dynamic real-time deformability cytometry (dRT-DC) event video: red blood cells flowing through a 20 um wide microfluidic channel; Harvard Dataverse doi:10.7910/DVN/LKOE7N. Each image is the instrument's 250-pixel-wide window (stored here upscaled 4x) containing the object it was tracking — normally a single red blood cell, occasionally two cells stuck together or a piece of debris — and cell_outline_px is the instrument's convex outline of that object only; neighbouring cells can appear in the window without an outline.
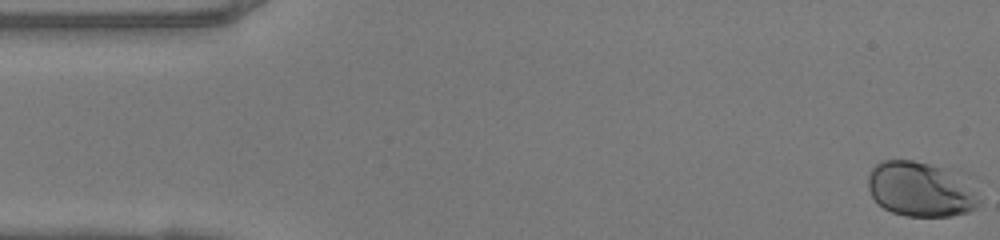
{"species": "human", "species_latin": "Homo sapiens", "temperature_condition": "warm", "stored_images_in_passage": 49, "camera_frame_rate_fps": 3000, "um_per_image_px": 0.085, "donor": {"sex": "female"}, "frame": {"image": 1, "passage_image": 1, "time_ms": 0.0, "image_size_px": [1000, 240], "cell_outline_px": [[980, 204], [976, 208], [968, 212], [952, 216], [904, 216], [892, 212], [876, 204], [868, 188], [868, 176], [872, 168], [880, 160], [912, 160], [944, 168], [980, 200]], "centroid_in_image_um": [78.1, 16.12], "position_along_channel_um": 6.9, "area_um2": 34.45}}
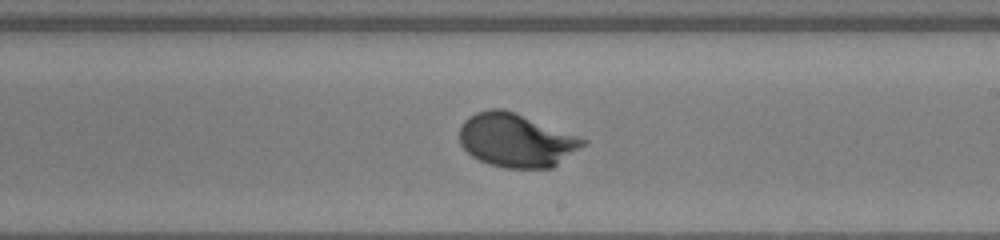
{"frame": {"image": 2, "passage_image": 28, "time_ms": 9.0, "image_size_px": [1000, 240], "cell_outline_px": [[588, 144], [552, 168], [504, 168], [488, 164], [472, 156], [460, 144], [460, 128], [464, 120], [468, 116], [476, 112], [488, 108], [504, 108], [580, 136], [588, 140]], "centroid_in_image_um": [43.91, 11.92], "position_along_channel_um": 245.1, "area_um2": 38.96}}
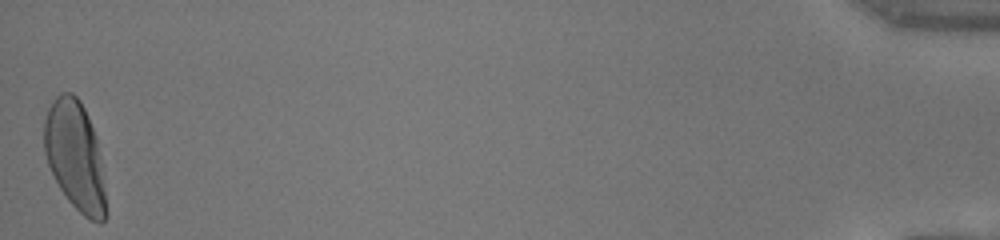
{"frame": {"image": 3, "passage_image": 49, "time_ms": 16.0, "image_size_px": [1000, 240], "cell_outline_px": [[108, 216], [100, 224], [84, 216], [68, 200], [60, 188], [48, 164], [44, 152], [44, 120], [48, 108], [52, 100], [60, 92], [72, 92], [80, 100], [88, 116], [96, 136], [104, 180]], "centroid_in_image_um": [6.39, 13.26], "position_along_channel_um": 428.8, "area_um2": 39.48}, "authors_computed_cell_mechanics": {"area_um2": 37.3388, "velocity_mm_per_s": 4.1388, "shape_relaxation_time_tau1_ms": 2.3297, "shape_relaxation_time_tau2_ms": null, "deformation_change_tau1": 0.1657, "deformation_change_tau2": null}}